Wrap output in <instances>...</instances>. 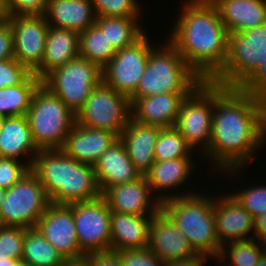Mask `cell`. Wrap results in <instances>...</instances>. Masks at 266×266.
<instances>
[{
	"mask_svg": "<svg viewBox=\"0 0 266 266\" xmlns=\"http://www.w3.org/2000/svg\"><path fill=\"white\" fill-rule=\"evenodd\" d=\"M263 144H266V101L238 88L214 83L212 134L202 156L215 165V171L237 178L236 173L262 150Z\"/></svg>",
	"mask_w": 266,
	"mask_h": 266,
	"instance_id": "1",
	"label": "cell"
},
{
	"mask_svg": "<svg viewBox=\"0 0 266 266\" xmlns=\"http://www.w3.org/2000/svg\"><path fill=\"white\" fill-rule=\"evenodd\" d=\"M182 3L167 40L203 81H212L226 63L229 32L210 0Z\"/></svg>",
	"mask_w": 266,
	"mask_h": 266,
	"instance_id": "2",
	"label": "cell"
},
{
	"mask_svg": "<svg viewBox=\"0 0 266 266\" xmlns=\"http://www.w3.org/2000/svg\"><path fill=\"white\" fill-rule=\"evenodd\" d=\"M30 170L38 177L50 203L69 205L101 196L94 167L61 149L40 150Z\"/></svg>",
	"mask_w": 266,
	"mask_h": 266,
	"instance_id": "3",
	"label": "cell"
},
{
	"mask_svg": "<svg viewBox=\"0 0 266 266\" xmlns=\"http://www.w3.org/2000/svg\"><path fill=\"white\" fill-rule=\"evenodd\" d=\"M195 192L177 196L161 203V210L188 239L192 249L210 259L218 258L221 244L216 236L213 215L215 196Z\"/></svg>",
	"mask_w": 266,
	"mask_h": 266,
	"instance_id": "4",
	"label": "cell"
},
{
	"mask_svg": "<svg viewBox=\"0 0 266 266\" xmlns=\"http://www.w3.org/2000/svg\"><path fill=\"white\" fill-rule=\"evenodd\" d=\"M163 46L150 51L146 69L136 91L129 97L136 98L157 94L191 93L203 80L188 66L183 56L165 39Z\"/></svg>",
	"mask_w": 266,
	"mask_h": 266,
	"instance_id": "5",
	"label": "cell"
},
{
	"mask_svg": "<svg viewBox=\"0 0 266 266\" xmlns=\"http://www.w3.org/2000/svg\"><path fill=\"white\" fill-rule=\"evenodd\" d=\"M26 118L39 150L62 149L75 123V113L42 83L32 96Z\"/></svg>",
	"mask_w": 266,
	"mask_h": 266,
	"instance_id": "6",
	"label": "cell"
},
{
	"mask_svg": "<svg viewBox=\"0 0 266 266\" xmlns=\"http://www.w3.org/2000/svg\"><path fill=\"white\" fill-rule=\"evenodd\" d=\"M265 60L266 23L243 32H231L226 63L212 82L225 88H239Z\"/></svg>",
	"mask_w": 266,
	"mask_h": 266,
	"instance_id": "7",
	"label": "cell"
},
{
	"mask_svg": "<svg viewBox=\"0 0 266 266\" xmlns=\"http://www.w3.org/2000/svg\"><path fill=\"white\" fill-rule=\"evenodd\" d=\"M132 118L130 98L101 81L75 114V122L87 128L114 133L118 138Z\"/></svg>",
	"mask_w": 266,
	"mask_h": 266,
	"instance_id": "8",
	"label": "cell"
},
{
	"mask_svg": "<svg viewBox=\"0 0 266 266\" xmlns=\"http://www.w3.org/2000/svg\"><path fill=\"white\" fill-rule=\"evenodd\" d=\"M50 201L38 177L30 170L6 190L0 205V225L36 228Z\"/></svg>",
	"mask_w": 266,
	"mask_h": 266,
	"instance_id": "9",
	"label": "cell"
},
{
	"mask_svg": "<svg viewBox=\"0 0 266 266\" xmlns=\"http://www.w3.org/2000/svg\"><path fill=\"white\" fill-rule=\"evenodd\" d=\"M101 81L102 69L78 56L50 72L42 80V84L76 114Z\"/></svg>",
	"mask_w": 266,
	"mask_h": 266,
	"instance_id": "10",
	"label": "cell"
},
{
	"mask_svg": "<svg viewBox=\"0 0 266 266\" xmlns=\"http://www.w3.org/2000/svg\"><path fill=\"white\" fill-rule=\"evenodd\" d=\"M214 83L203 81L183 100L175 128L186 143L204 153L210 144L213 122Z\"/></svg>",
	"mask_w": 266,
	"mask_h": 266,
	"instance_id": "11",
	"label": "cell"
},
{
	"mask_svg": "<svg viewBox=\"0 0 266 266\" xmlns=\"http://www.w3.org/2000/svg\"><path fill=\"white\" fill-rule=\"evenodd\" d=\"M148 37L145 33L132 45L116 51L114 57L102 68V81L106 85L127 97L136 91L150 51L156 47Z\"/></svg>",
	"mask_w": 266,
	"mask_h": 266,
	"instance_id": "12",
	"label": "cell"
},
{
	"mask_svg": "<svg viewBox=\"0 0 266 266\" xmlns=\"http://www.w3.org/2000/svg\"><path fill=\"white\" fill-rule=\"evenodd\" d=\"M68 206L73 211L80 252L86 255L110 250L111 210L104 197L101 195L96 199L75 202Z\"/></svg>",
	"mask_w": 266,
	"mask_h": 266,
	"instance_id": "13",
	"label": "cell"
},
{
	"mask_svg": "<svg viewBox=\"0 0 266 266\" xmlns=\"http://www.w3.org/2000/svg\"><path fill=\"white\" fill-rule=\"evenodd\" d=\"M13 33L14 58L31 73L42 66L49 25L45 16L8 17Z\"/></svg>",
	"mask_w": 266,
	"mask_h": 266,
	"instance_id": "14",
	"label": "cell"
},
{
	"mask_svg": "<svg viewBox=\"0 0 266 266\" xmlns=\"http://www.w3.org/2000/svg\"><path fill=\"white\" fill-rule=\"evenodd\" d=\"M36 228L64 259L83 255L80 252L73 211L68 205L50 203Z\"/></svg>",
	"mask_w": 266,
	"mask_h": 266,
	"instance_id": "15",
	"label": "cell"
},
{
	"mask_svg": "<svg viewBox=\"0 0 266 266\" xmlns=\"http://www.w3.org/2000/svg\"><path fill=\"white\" fill-rule=\"evenodd\" d=\"M213 215L216 236L221 246L254 239V218L230 193L215 197Z\"/></svg>",
	"mask_w": 266,
	"mask_h": 266,
	"instance_id": "16",
	"label": "cell"
},
{
	"mask_svg": "<svg viewBox=\"0 0 266 266\" xmlns=\"http://www.w3.org/2000/svg\"><path fill=\"white\" fill-rule=\"evenodd\" d=\"M102 196L109 209L118 213L154 216L161 210V203L156 194H152L145 175L136 181L110 187Z\"/></svg>",
	"mask_w": 266,
	"mask_h": 266,
	"instance_id": "17",
	"label": "cell"
},
{
	"mask_svg": "<svg viewBox=\"0 0 266 266\" xmlns=\"http://www.w3.org/2000/svg\"><path fill=\"white\" fill-rule=\"evenodd\" d=\"M148 248L163 263L189 258L197 254L186 236L162 210L152 216Z\"/></svg>",
	"mask_w": 266,
	"mask_h": 266,
	"instance_id": "18",
	"label": "cell"
},
{
	"mask_svg": "<svg viewBox=\"0 0 266 266\" xmlns=\"http://www.w3.org/2000/svg\"><path fill=\"white\" fill-rule=\"evenodd\" d=\"M192 155L193 152L188 158L155 161L151 169L145 174L152 194L154 192L158 193L156 199H158L160 203L177 196H186L195 193L193 188L192 191L190 189V191L187 190V192L176 193L178 187L180 188L182 184H184V186L186 185V180H189L188 177H190L191 172L195 169L194 166L196 164L193 162ZM175 189L176 192L172 194ZM163 191L166 192L163 194Z\"/></svg>",
	"mask_w": 266,
	"mask_h": 266,
	"instance_id": "19",
	"label": "cell"
},
{
	"mask_svg": "<svg viewBox=\"0 0 266 266\" xmlns=\"http://www.w3.org/2000/svg\"><path fill=\"white\" fill-rule=\"evenodd\" d=\"M190 93L157 94L136 98L131 103L132 119L161 128L174 127L183 100Z\"/></svg>",
	"mask_w": 266,
	"mask_h": 266,
	"instance_id": "20",
	"label": "cell"
},
{
	"mask_svg": "<svg viewBox=\"0 0 266 266\" xmlns=\"http://www.w3.org/2000/svg\"><path fill=\"white\" fill-rule=\"evenodd\" d=\"M118 139L109 131L87 128L75 122L61 150L78 162L93 166Z\"/></svg>",
	"mask_w": 266,
	"mask_h": 266,
	"instance_id": "21",
	"label": "cell"
},
{
	"mask_svg": "<svg viewBox=\"0 0 266 266\" xmlns=\"http://www.w3.org/2000/svg\"><path fill=\"white\" fill-rule=\"evenodd\" d=\"M93 167L101 194L110 187L136 181L142 176L120 139L102 153Z\"/></svg>",
	"mask_w": 266,
	"mask_h": 266,
	"instance_id": "22",
	"label": "cell"
},
{
	"mask_svg": "<svg viewBox=\"0 0 266 266\" xmlns=\"http://www.w3.org/2000/svg\"><path fill=\"white\" fill-rule=\"evenodd\" d=\"M161 127L137 122L131 118L119 139L134 167L145 175L155 163L154 151Z\"/></svg>",
	"mask_w": 266,
	"mask_h": 266,
	"instance_id": "23",
	"label": "cell"
},
{
	"mask_svg": "<svg viewBox=\"0 0 266 266\" xmlns=\"http://www.w3.org/2000/svg\"><path fill=\"white\" fill-rule=\"evenodd\" d=\"M39 151L26 116L6 117L0 131V157L23 160L31 168Z\"/></svg>",
	"mask_w": 266,
	"mask_h": 266,
	"instance_id": "24",
	"label": "cell"
},
{
	"mask_svg": "<svg viewBox=\"0 0 266 266\" xmlns=\"http://www.w3.org/2000/svg\"><path fill=\"white\" fill-rule=\"evenodd\" d=\"M152 216H136L111 211V249L115 251L148 248Z\"/></svg>",
	"mask_w": 266,
	"mask_h": 266,
	"instance_id": "25",
	"label": "cell"
},
{
	"mask_svg": "<svg viewBox=\"0 0 266 266\" xmlns=\"http://www.w3.org/2000/svg\"><path fill=\"white\" fill-rule=\"evenodd\" d=\"M228 32H243L266 23V0H210Z\"/></svg>",
	"mask_w": 266,
	"mask_h": 266,
	"instance_id": "26",
	"label": "cell"
},
{
	"mask_svg": "<svg viewBox=\"0 0 266 266\" xmlns=\"http://www.w3.org/2000/svg\"><path fill=\"white\" fill-rule=\"evenodd\" d=\"M44 16L49 26L78 33L96 22L91 0H47Z\"/></svg>",
	"mask_w": 266,
	"mask_h": 266,
	"instance_id": "27",
	"label": "cell"
},
{
	"mask_svg": "<svg viewBox=\"0 0 266 266\" xmlns=\"http://www.w3.org/2000/svg\"><path fill=\"white\" fill-rule=\"evenodd\" d=\"M79 56V33L49 26L41 68L35 75L42 81L54 69Z\"/></svg>",
	"mask_w": 266,
	"mask_h": 266,
	"instance_id": "28",
	"label": "cell"
},
{
	"mask_svg": "<svg viewBox=\"0 0 266 266\" xmlns=\"http://www.w3.org/2000/svg\"><path fill=\"white\" fill-rule=\"evenodd\" d=\"M139 20V18L101 16L96 17L95 24L105 34L113 49L118 51L132 45L145 34L146 31Z\"/></svg>",
	"mask_w": 266,
	"mask_h": 266,
	"instance_id": "29",
	"label": "cell"
},
{
	"mask_svg": "<svg viewBox=\"0 0 266 266\" xmlns=\"http://www.w3.org/2000/svg\"><path fill=\"white\" fill-rule=\"evenodd\" d=\"M42 81L31 73L21 84L0 89V115L26 116L31 99Z\"/></svg>",
	"mask_w": 266,
	"mask_h": 266,
	"instance_id": "30",
	"label": "cell"
},
{
	"mask_svg": "<svg viewBox=\"0 0 266 266\" xmlns=\"http://www.w3.org/2000/svg\"><path fill=\"white\" fill-rule=\"evenodd\" d=\"M63 259L37 228L25 229L22 262L32 266H61Z\"/></svg>",
	"mask_w": 266,
	"mask_h": 266,
	"instance_id": "31",
	"label": "cell"
},
{
	"mask_svg": "<svg viewBox=\"0 0 266 266\" xmlns=\"http://www.w3.org/2000/svg\"><path fill=\"white\" fill-rule=\"evenodd\" d=\"M115 53L105 34L96 24L79 33V56L97 64L101 69Z\"/></svg>",
	"mask_w": 266,
	"mask_h": 266,
	"instance_id": "32",
	"label": "cell"
},
{
	"mask_svg": "<svg viewBox=\"0 0 266 266\" xmlns=\"http://www.w3.org/2000/svg\"><path fill=\"white\" fill-rule=\"evenodd\" d=\"M265 252L263 242L255 239L229 242L222 246L216 262L221 264L229 259L230 263L228 261L224 266H256Z\"/></svg>",
	"mask_w": 266,
	"mask_h": 266,
	"instance_id": "33",
	"label": "cell"
},
{
	"mask_svg": "<svg viewBox=\"0 0 266 266\" xmlns=\"http://www.w3.org/2000/svg\"><path fill=\"white\" fill-rule=\"evenodd\" d=\"M193 149L175 127L162 128L155 145V161L188 158Z\"/></svg>",
	"mask_w": 266,
	"mask_h": 266,
	"instance_id": "34",
	"label": "cell"
},
{
	"mask_svg": "<svg viewBox=\"0 0 266 266\" xmlns=\"http://www.w3.org/2000/svg\"><path fill=\"white\" fill-rule=\"evenodd\" d=\"M91 3L96 17L142 18V5L137 0H91Z\"/></svg>",
	"mask_w": 266,
	"mask_h": 266,
	"instance_id": "35",
	"label": "cell"
},
{
	"mask_svg": "<svg viewBox=\"0 0 266 266\" xmlns=\"http://www.w3.org/2000/svg\"><path fill=\"white\" fill-rule=\"evenodd\" d=\"M229 193L238 201L241 206L255 219L261 214L266 213V185H250L241 187V190H234Z\"/></svg>",
	"mask_w": 266,
	"mask_h": 266,
	"instance_id": "36",
	"label": "cell"
},
{
	"mask_svg": "<svg viewBox=\"0 0 266 266\" xmlns=\"http://www.w3.org/2000/svg\"><path fill=\"white\" fill-rule=\"evenodd\" d=\"M25 229L0 225V259L22 260Z\"/></svg>",
	"mask_w": 266,
	"mask_h": 266,
	"instance_id": "37",
	"label": "cell"
},
{
	"mask_svg": "<svg viewBox=\"0 0 266 266\" xmlns=\"http://www.w3.org/2000/svg\"><path fill=\"white\" fill-rule=\"evenodd\" d=\"M29 171L30 167L23 161L0 157V188L8 190Z\"/></svg>",
	"mask_w": 266,
	"mask_h": 266,
	"instance_id": "38",
	"label": "cell"
},
{
	"mask_svg": "<svg viewBox=\"0 0 266 266\" xmlns=\"http://www.w3.org/2000/svg\"><path fill=\"white\" fill-rule=\"evenodd\" d=\"M31 72L17 59L0 61V89L21 84Z\"/></svg>",
	"mask_w": 266,
	"mask_h": 266,
	"instance_id": "39",
	"label": "cell"
},
{
	"mask_svg": "<svg viewBox=\"0 0 266 266\" xmlns=\"http://www.w3.org/2000/svg\"><path fill=\"white\" fill-rule=\"evenodd\" d=\"M8 17L44 16L47 0H6Z\"/></svg>",
	"mask_w": 266,
	"mask_h": 266,
	"instance_id": "40",
	"label": "cell"
},
{
	"mask_svg": "<svg viewBox=\"0 0 266 266\" xmlns=\"http://www.w3.org/2000/svg\"><path fill=\"white\" fill-rule=\"evenodd\" d=\"M122 266H163L149 248L121 251Z\"/></svg>",
	"mask_w": 266,
	"mask_h": 266,
	"instance_id": "41",
	"label": "cell"
},
{
	"mask_svg": "<svg viewBox=\"0 0 266 266\" xmlns=\"http://www.w3.org/2000/svg\"><path fill=\"white\" fill-rule=\"evenodd\" d=\"M238 89L266 101V60Z\"/></svg>",
	"mask_w": 266,
	"mask_h": 266,
	"instance_id": "42",
	"label": "cell"
},
{
	"mask_svg": "<svg viewBox=\"0 0 266 266\" xmlns=\"http://www.w3.org/2000/svg\"><path fill=\"white\" fill-rule=\"evenodd\" d=\"M14 58L13 33L8 17L0 18V61Z\"/></svg>",
	"mask_w": 266,
	"mask_h": 266,
	"instance_id": "43",
	"label": "cell"
},
{
	"mask_svg": "<svg viewBox=\"0 0 266 266\" xmlns=\"http://www.w3.org/2000/svg\"><path fill=\"white\" fill-rule=\"evenodd\" d=\"M90 266H122L121 251L107 250L86 254Z\"/></svg>",
	"mask_w": 266,
	"mask_h": 266,
	"instance_id": "44",
	"label": "cell"
},
{
	"mask_svg": "<svg viewBox=\"0 0 266 266\" xmlns=\"http://www.w3.org/2000/svg\"><path fill=\"white\" fill-rule=\"evenodd\" d=\"M208 258L210 257L207 255L197 253L189 258L166 262L163 266H205L207 260H209Z\"/></svg>",
	"mask_w": 266,
	"mask_h": 266,
	"instance_id": "45",
	"label": "cell"
},
{
	"mask_svg": "<svg viewBox=\"0 0 266 266\" xmlns=\"http://www.w3.org/2000/svg\"><path fill=\"white\" fill-rule=\"evenodd\" d=\"M254 239L263 242L266 239V213L254 219Z\"/></svg>",
	"mask_w": 266,
	"mask_h": 266,
	"instance_id": "46",
	"label": "cell"
},
{
	"mask_svg": "<svg viewBox=\"0 0 266 266\" xmlns=\"http://www.w3.org/2000/svg\"><path fill=\"white\" fill-rule=\"evenodd\" d=\"M61 266H90L86 255H82L76 258L63 259Z\"/></svg>",
	"mask_w": 266,
	"mask_h": 266,
	"instance_id": "47",
	"label": "cell"
},
{
	"mask_svg": "<svg viewBox=\"0 0 266 266\" xmlns=\"http://www.w3.org/2000/svg\"><path fill=\"white\" fill-rule=\"evenodd\" d=\"M20 262L21 260L12 259V258L0 259V266H19Z\"/></svg>",
	"mask_w": 266,
	"mask_h": 266,
	"instance_id": "48",
	"label": "cell"
},
{
	"mask_svg": "<svg viewBox=\"0 0 266 266\" xmlns=\"http://www.w3.org/2000/svg\"><path fill=\"white\" fill-rule=\"evenodd\" d=\"M8 17V7L6 0H0V18Z\"/></svg>",
	"mask_w": 266,
	"mask_h": 266,
	"instance_id": "49",
	"label": "cell"
},
{
	"mask_svg": "<svg viewBox=\"0 0 266 266\" xmlns=\"http://www.w3.org/2000/svg\"><path fill=\"white\" fill-rule=\"evenodd\" d=\"M256 266H266V252L261 256Z\"/></svg>",
	"mask_w": 266,
	"mask_h": 266,
	"instance_id": "50",
	"label": "cell"
},
{
	"mask_svg": "<svg viewBox=\"0 0 266 266\" xmlns=\"http://www.w3.org/2000/svg\"><path fill=\"white\" fill-rule=\"evenodd\" d=\"M5 193H6V190L3 188H0V205H1L2 201L4 200Z\"/></svg>",
	"mask_w": 266,
	"mask_h": 266,
	"instance_id": "51",
	"label": "cell"
},
{
	"mask_svg": "<svg viewBox=\"0 0 266 266\" xmlns=\"http://www.w3.org/2000/svg\"><path fill=\"white\" fill-rule=\"evenodd\" d=\"M5 118H6L5 116L0 115V131L3 127L4 122H5Z\"/></svg>",
	"mask_w": 266,
	"mask_h": 266,
	"instance_id": "52",
	"label": "cell"
},
{
	"mask_svg": "<svg viewBox=\"0 0 266 266\" xmlns=\"http://www.w3.org/2000/svg\"><path fill=\"white\" fill-rule=\"evenodd\" d=\"M19 266H32V265L21 261L19 263Z\"/></svg>",
	"mask_w": 266,
	"mask_h": 266,
	"instance_id": "53",
	"label": "cell"
},
{
	"mask_svg": "<svg viewBox=\"0 0 266 266\" xmlns=\"http://www.w3.org/2000/svg\"><path fill=\"white\" fill-rule=\"evenodd\" d=\"M264 248L266 250V239L263 241Z\"/></svg>",
	"mask_w": 266,
	"mask_h": 266,
	"instance_id": "54",
	"label": "cell"
}]
</instances>
